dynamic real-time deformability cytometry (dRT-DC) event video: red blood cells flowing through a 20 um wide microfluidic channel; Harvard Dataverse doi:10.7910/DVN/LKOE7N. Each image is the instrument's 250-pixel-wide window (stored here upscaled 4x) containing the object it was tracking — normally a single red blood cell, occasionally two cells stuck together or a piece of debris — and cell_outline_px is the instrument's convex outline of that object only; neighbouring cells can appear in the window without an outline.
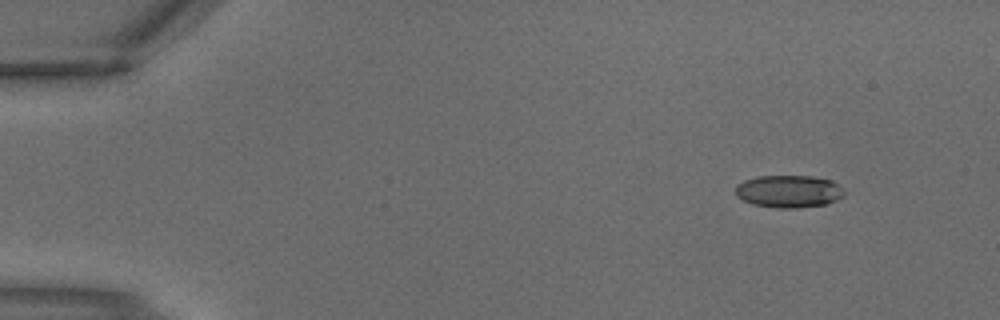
{"species": "common noctule bat (a hibernating species)", "species_latin": "Nyctalus noctula", "temperature_condition": "warm", "stored_images_in_passage": 3, "camera_frame_rate_fps": 3000, "um_per_image_px": 0.085, "animal": {"sex": "male", "body_mass_g": 18.8}, "frame": {"image": 1, "passage_image": 1, "time_ms": 0.0, "image_size_px": [1000, 320], "cell_outline_px": [[844, 196], [836, 200], [824, 204], [796, 208], [776, 208], [752, 204], [736, 196], [736, 184], [744, 180], [756, 176], [812, 176], [832, 180], [844, 188]], "centroid_in_image_um": [67.05, 16.26], "position_along_channel_um": 18.0, "area_um2": 20.69}}
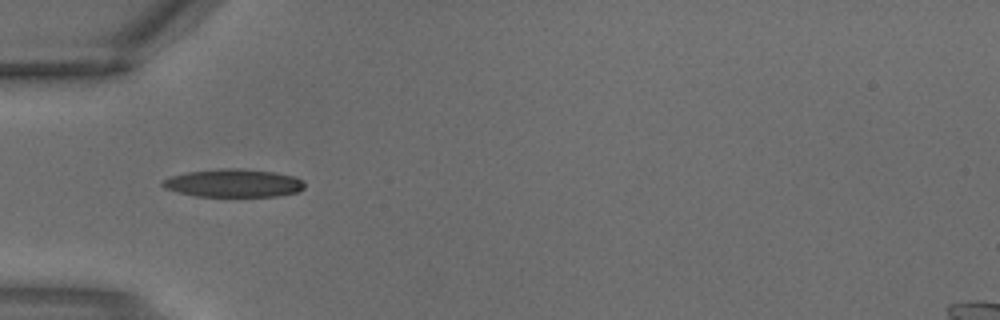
{"frame": {"image": 2, "passage_image": 3, "time_ms": 0.667, "image_size_px": [1000, 320], "cell_outline_px": [[304, 188], [300, 192], [280, 196], [196, 196], [164, 188], [160, 184], [164, 180], [172, 176], [188, 172], [220, 168], [244, 168], [276, 172], [292, 176], [304, 180]], "centroid_in_image_um": [19.91, 15.56], "position_along_channel_um": 65.1, "area_um2": 23.29}}